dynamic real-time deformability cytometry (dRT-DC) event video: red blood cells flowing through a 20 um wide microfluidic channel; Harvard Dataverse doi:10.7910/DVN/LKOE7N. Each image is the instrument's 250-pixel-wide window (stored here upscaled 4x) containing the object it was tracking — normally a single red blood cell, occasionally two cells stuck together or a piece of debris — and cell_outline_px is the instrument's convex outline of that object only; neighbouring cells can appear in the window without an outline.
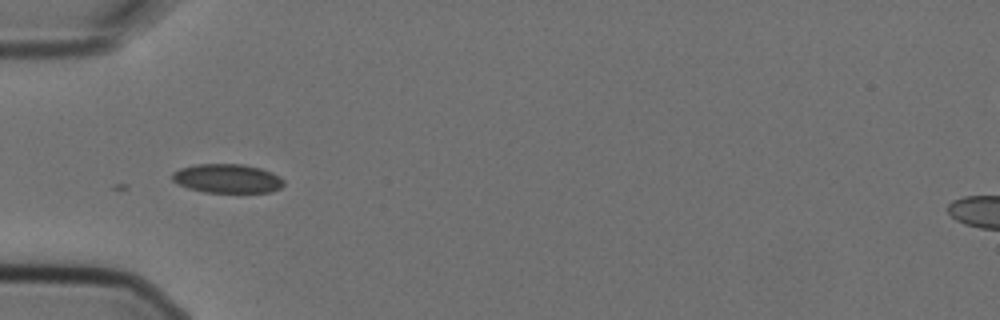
{"species": "Egyptian fruit bat (a non-hibernating species)", "species_latin": "Rousettus aegyptiacus", "temperature_condition": "cold", "stored_images_in_passage": 4, "camera_frame_rate_fps": 3000, "um_per_image_px": 0.085, "animal": {"sex": "female"}, "frame": {"image": 1, "passage_image": 3, "time_ms": 0.667, "image_size_px": [1000, 320], "cell_outline_px": [[284, 184], [280, 188], [272, 192], [204, 192], [188, 188], [172, 180], [172, 172], [180, 168], [196, 164], [244, 164], [260, 168], [272, 172], [280, 176], [284, 180]], "centroid_in_image_um": [19.34, 15.17], "position_along_channel_um": 65.7, "area_um2": 18.9}}
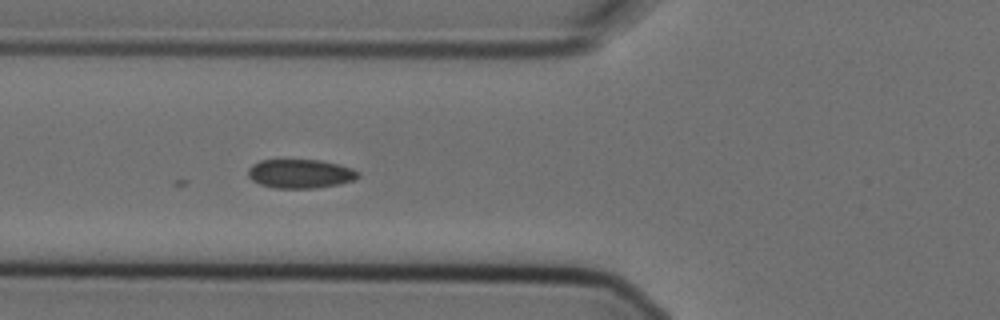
{"frame": {"image": 2, "passage_image": 4, "time_ms": 1.0, "image_size_px": [1000, 320], "cell_outline_px": [[360, 176], [352, 180], [340, 184], [316, 188], [272, 188], [260, 184], [252, 180], [248, 176], [248, 168], [252, 164], [260, 160], [320, 160], [340, 164], [352, 168], [360, 172]], "centroid_in_image_um": [25.53, 14.76], "position_along_channel_um": 100.3, "area_um2": 18.73}}